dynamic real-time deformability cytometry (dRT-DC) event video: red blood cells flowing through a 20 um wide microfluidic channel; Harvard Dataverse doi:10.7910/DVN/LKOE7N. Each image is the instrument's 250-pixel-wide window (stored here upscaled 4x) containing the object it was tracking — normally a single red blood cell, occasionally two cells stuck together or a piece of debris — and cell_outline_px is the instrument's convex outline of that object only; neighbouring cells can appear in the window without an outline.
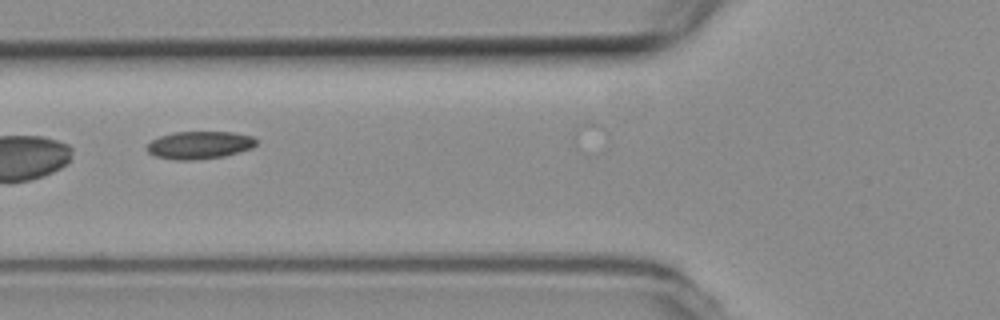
{"species": "common noctule bat (a hibernating species)", "species_latin": "Nyctalus noctula", "temperature_condition": "room temperature", "stored_images_in_passage": 30, "camera_frame_rate_fps": 3000, "um_per_image_px": 0.085, "animal": {"sex": "female", "body_mass_g": 19.3, "forearm_length_mm": 54.1}, "frame": {"image": 1, "passage_image": 18, "time_ms": 5.667, "image_size_px": [1000, 320], "cell_outline_px": [[256, 144], [252, 148], [240, 152], [224, 156], [196, 160], [176, 160], [156, 156], [148, 152], [148, 144], [152, 140], [160, 136], [172, 132], [232, 132], [252, 136], [256, 140]], "centroid_in_image_um": [16.97, 12.33], "position_along_channel_um": 108.8, "area_um2": 17.57}}